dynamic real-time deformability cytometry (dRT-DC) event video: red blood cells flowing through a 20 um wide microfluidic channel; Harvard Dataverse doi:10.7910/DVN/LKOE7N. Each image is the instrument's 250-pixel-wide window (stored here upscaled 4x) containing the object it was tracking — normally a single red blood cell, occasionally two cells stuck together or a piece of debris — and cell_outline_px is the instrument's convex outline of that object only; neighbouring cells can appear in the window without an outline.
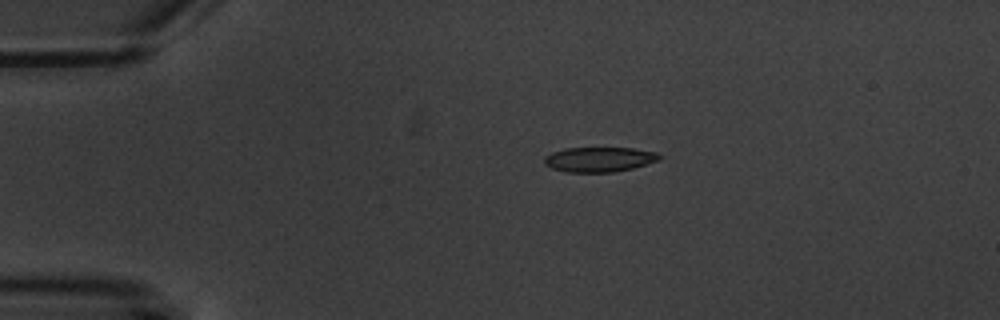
{"species": "common noctule bat (a hibernating species)", "species_latin": "Nyctalus noctula", "temperature_condition": "warm", "stored_images_in_passage": 4, "camera_frame_rate_fps": 3000, "um_per_image_px": 0.085, "animal": {"sex": "male", "body_mass_g": 20.1, "forearm_length_mm": 53.5}, "frame": {"image": 1, "passage_image": 1, "time_ms": 0.0, "image_size_px": [1000, 320], "cell_outline_px": [[664, 156], [660, 160], [632, 168], [612, 172], [564, 172], [552, 168], [544, 164], [544, 156], [552, 152], [564, 148], [632, 148], [656, 152]], "centroid_in_image_um": [50.93, 13.55], "position_along_channel_um": 34.1, "area_um2": 16.76}}
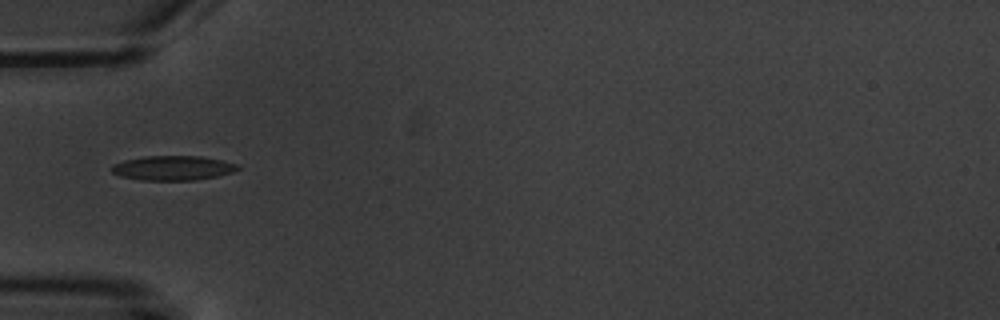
{"frame": {"image": 2, "passage_image": 3, "time_ms": 2.333, "image_size_px": [1000, 320], "cell_outline_px": [[240, 168], [232, 172], [216, 176], [196, 180], [140, 180], [120, 176], [112, 172], [108, 168], [112, 164], [124, 160], [144, 156], [200, 156], [220, 160], [236, 164]], "centroid_in_image_um": [14.62, 14.28], "position_along_channel_um": 70.4, "area_um2": 18.03}}